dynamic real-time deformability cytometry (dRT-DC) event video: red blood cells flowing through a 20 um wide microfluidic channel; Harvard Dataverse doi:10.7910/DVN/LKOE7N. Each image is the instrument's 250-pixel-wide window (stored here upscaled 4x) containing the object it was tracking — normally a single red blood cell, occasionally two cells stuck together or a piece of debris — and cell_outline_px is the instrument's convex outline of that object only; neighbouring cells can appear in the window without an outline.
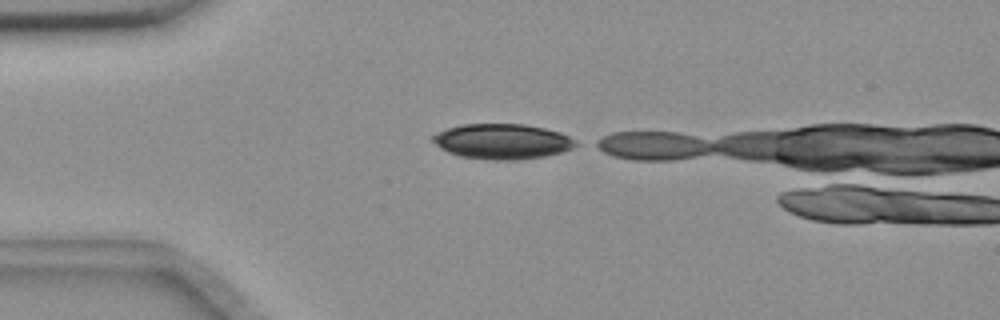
{"species": "common noctule bat (a hibernating species)", "species_latin": "Nyctalus noctula", "temperature_condition": "room temperature", "stored_images_in_passage": 4, "camera_frame_rate_fps": 3000, "um_per_image_px": 0.085, "animal": {"sex": "female", "body_mass_g": 18.4}, "frame": {"image": 1, "passage_image": 1, "time_ms": 0.0, "image_size_px": [1000, 320], "cell_outline_px": [[580, 144], [572, 148], [560, 152], [544, 156], [516, 160], [492, 160], [460, 156], [448, 152], [440, 148], [432, 140], [432, 136], [436, 132], [460, 124], [524, 124], [544, 128], [560, 132], [576, 140]], "centroid_in_image_um": [42.69, 12.02], "position_along_channel_um": 42.3, "area_um2": 29.36}}